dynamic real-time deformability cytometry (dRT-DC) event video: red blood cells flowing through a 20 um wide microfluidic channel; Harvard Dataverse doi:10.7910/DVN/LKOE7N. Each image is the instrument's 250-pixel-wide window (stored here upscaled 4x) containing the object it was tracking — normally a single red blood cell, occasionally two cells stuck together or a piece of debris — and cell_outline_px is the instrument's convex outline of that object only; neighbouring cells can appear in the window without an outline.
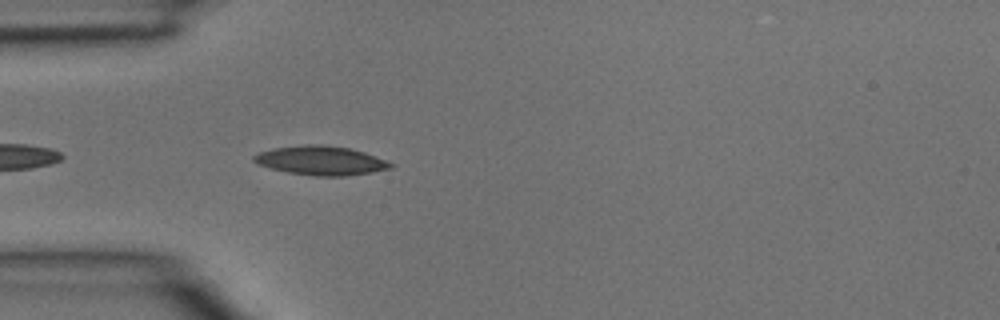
{"species": "common noctule bat (a hibernating species)", "species_latin": "Nyctalus noctula", "temperature_condition": "room temperature", "stored_images_in_passage": 3, "camera_frame_rate_fps": 3000, "um_per_image_px": 0.085, "animal": {"sex": "male", "body_mass_g": 15.6}, "frame": {"image": 1, "passage_image": 3, "time_ms": 0.667, "image_size_px": [1000, 320], "cell_outline_px": [[396, 164], [392, 168], [372, 172], [348, 176], [316, 176], [288, 172], [272, 168], [260, 164], [252, 160], [252, 156], [260, 152], [272, 148], [304, 144], [324, 144], [348, 148], [364, 152]], "centroid_in_image_um": [27.3, 13.64], "position_along_channel_um": 57.7, "area_um2": 23.18}}